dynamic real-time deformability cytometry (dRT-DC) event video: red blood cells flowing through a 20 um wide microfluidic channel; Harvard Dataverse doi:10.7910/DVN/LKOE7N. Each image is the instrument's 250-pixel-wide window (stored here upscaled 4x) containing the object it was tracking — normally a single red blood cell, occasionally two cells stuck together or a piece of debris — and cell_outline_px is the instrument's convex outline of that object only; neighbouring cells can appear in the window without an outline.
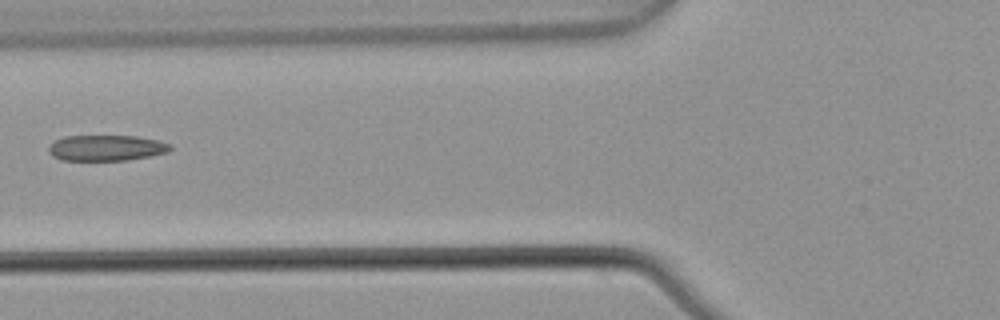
{"species": "common noctule bat (a hibernating species)", "species_latin": "Nyctalus noctula", "temperature_condition": "warm", "stored_images_in_passage": 4, "camera_frame_rate_fps": 3000, "um_per_image_px": 0.085, "animal": {"sex": "male", "body_mass_g": 21.5, "forearm_length_mm": 52.0}, "frame": {"image": 1, "passage_image": 3, "time_ms": 0.667, "image_size_px": [1000, 320], "cell_outline_px": [[172, 148], [168, 152], [152, 156], [128, 160], [64, 160], [52, 156], [48, 152], [48, 148], [56, 140], [64, 136], [136, 136], [160, 140], [172, 144]], "centroid_in_image_um": [9.09, 12.57], "position_along_channel_um": 116.7, "area_um2": 18.38}}
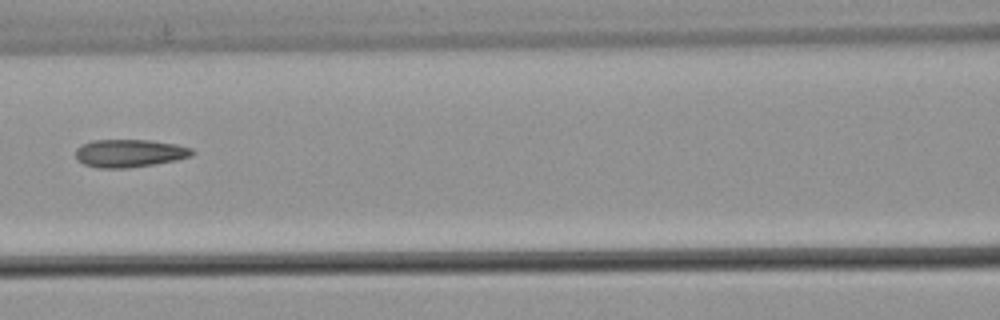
{"frame": {"image": 2, "passage_image": 4, "time_ms": 1.0, "image_size_px": [1000, 320], "cell_outline_px": [[196, 152], [192, 156], [176, 160], [128, 168], [96, 168], [84, 164], [76, 160], [76, 148], [92, 140], [152, 140], [176, 144], [192, 148]], "centroid_in_image_um": [11.02, 13.02], "position_along_channel_um": 155.6, "area_um2": 19.02}}